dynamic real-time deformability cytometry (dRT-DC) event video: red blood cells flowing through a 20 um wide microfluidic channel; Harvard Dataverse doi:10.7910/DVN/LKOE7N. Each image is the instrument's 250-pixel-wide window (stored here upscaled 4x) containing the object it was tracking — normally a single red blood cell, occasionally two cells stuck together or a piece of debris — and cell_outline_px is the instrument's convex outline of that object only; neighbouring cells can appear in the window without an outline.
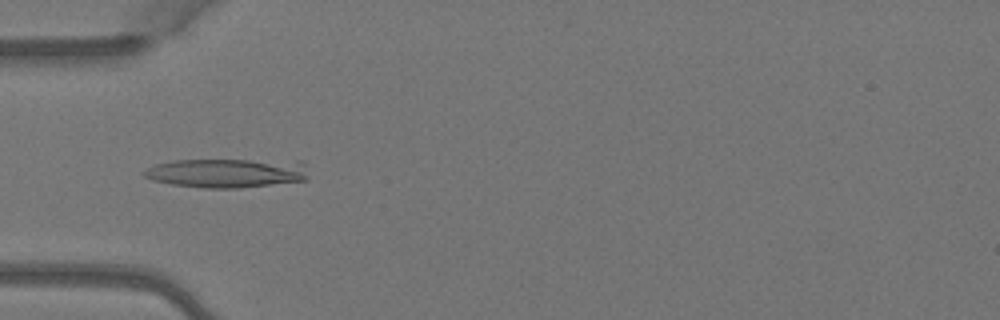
{"species": "Egyptian fruit bat (a non-hibernating species)", "species_latin": "Rousettus aegyptiacus", "temperature_condition": "warm", "stored_images_in_passage": 4, "camera_frame_rate_fps": 3000, "um_per_image_px": 0.085, "animal": {"sex": "female"}, "frame": {"image": 1, "passage_image": 4, "time_ms": 1.0, "image_size_px": [1000, 320], "cell_outline_px": [[308, 180], [240, 188], [204, 188], [172, 184], [152, 180], [144, 176], [140, 172], [156, 164], [172, 160], [304, 160], [308, 176]], "centroid_in_image_um": [19.33, 14.69], "position_along_channel_um": 65.7, "area_um2": 28.32}}